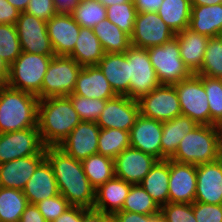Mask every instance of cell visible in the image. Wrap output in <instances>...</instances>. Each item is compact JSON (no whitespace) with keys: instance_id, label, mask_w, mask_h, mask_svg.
<instances>
[{"instance_id":"816d5d0a","label":"cell","mask_w":222,"mask_h":222,"mask_svg":"<svg viewBox=\"0 0 222 222\" xmlns=\"http://www.w3.org/2000/svg\"><path fill=\"white\" fill-rule=\"evenodd\" d=\"M18 222H47L35 204H28Z\"/></svg>"},{"instance_id":"f35d334b","label":"cell","mask_w":222,"mask_h":222,"mask_svg":"<svg viewBox=\"0 0 222 222\" xmlns=\"http://www.w3.org/2000/svg\"><path fill=\"white\" fill-rule=\"evenodd\" d=\"M107 19L131 36L137 14L134 1L106 7Z\"/></svg>"},{"instance_id":"603a6c76","label":"cell","mask_w":222,"mask_h":222,"mask_svg":"<svg viewBox=\"0 0 222 222\" xmlns=\"http://www.w3.org/2000/svg\"><path fill=\"white\" fill-rule=\"evenodd\" d=\"M23 193L30 204L59 195L51 164L45 159L27 181Z\"/></svg>"},{"instance_id":"ac0fdd59","label":"cell","mask_w":222,"mask_h":222,"mask_svg":"<svg viewBox=\"0 0 222 222\" xmlns=\"http://www.w3.org/2000/svg\"><path fill=\"white\" fill-rule=\"evenodd\" d=\"M46 26L55 55L68 56L75 47L80 25L71 14L57 13L46 21Z\"/></svg>"},{"instance_id":"7402d4cb","label":"cell","mask_w":222,"mask_h":222,"mask_svg":"<svg viewBox=\"0 0 222 222\" xmlns=\"http://www.w3.org/2000/svg\"><path fill=\"white\" fill-rule=\"evenodd\" d=\"M72 94L103 100L116 96L109 81L97 65L82 67Z\"/></svg>"},{"instance_id":"6125c7cd","label":"cell","mask_w":222,"mask_h":222,"mask_svg":"<svg viewBox=\"0 0 222 222\" xmlns=\"http://www.w3.org/2000/svg\"><path fill=\"white\" fill-rule=\"evenodd\" d=\"M220 39H221V41H222V33L218 36Z\"/></svg>"},{"instance_id":"4316f807","label":"cell","mask_w":222,"mask_h":222,"mask_svg":"<svg viewBox=\"0 0 222 222\" xmlns=\"http://www.w3.org/2000/svg\"><path fill=\"white\" fill-rule=\"evenodd\" d=\"M189 29L209 38L222 33V3L192 6Z\"/></svg>"},{"instance_id":"e575fe53","label":"cell","mask_w":222,"mask_h":222,"mask_svg":"<svg viewBox=\"0 0 222 222\" xmlns=\"http://www.w3.org/2000/svg\"><path fill=\"white\" fill-rule=\"evenodd\" d=\"M130 147L128 131L100 128L97 154L115 159L123 150Z\"/></svg>"},{"instance_id":"74e56055","label":"cell","mask_w":222,"mask_h":222,"mask_svg":"<svg viewBox=\"0 0 222 222\" xmlns=\"http://www.w3.org/2000/svg\"><path fill=\"white\" fill-rule=\"evenodd\" d=\"M197 75L222 79V41L219 37L209 38L203 64Z\"/></svg>"},{"instance_id":"4dcf8cb0","label":"cell","mask_w":222,"mask_h":222,"mask_svg":"<svg viewBox=\"0 0 222 222\" xmlns=\"http://www.w3.org/2000/svg\"><path fill=\"white\" fill-rule=\"evenodd\" d=\"M105 53H125L131 47L130 36L107 18L93 27Z\"/></svg>"},{"instance_id":"9c48e42d","label":"cell","mask_w":222,"mask_h":222,"mask_svg":"<svg viewBox=\"0 0 222 222\" xmlns=\"http://www.w3.org/2000/svg\"><path fill=\"white\" fill-rule=\"evenodd\" d=\"M125 55L129 60V93L127 97L139 100L160 85L147 49L131 46Z\"/></svg>"},{"instance_id":"8d00e7d4","label":"cell","mask_w":222,"mask_h":222,"mask_svg":"<svg viewBox=\"0 0 222 222\" xmlns=\"http://www.w3.org/2000/svg\"><path fill=\"white\" fill-rule=\"evenodd\" d=\"M71 15L80 27L93 29L100 21L107 18V11L98 0H80Z\"/></svg>"},{"instance_id":"2e32d148","label":"cell","mask_w":222,"mask_h":222,"mask_svg":"<svg viewBox=\"0 0 222 222\" xmlns=\"http://www.w3.org/2000/svg\"><path fill=\"white\" fill-rule=\"evenodd\" d=\"M157 160L130 146L114 159L115 176L130 184H140Z\"/></svg>"},{"instance_id":"11a10c76","label":"cell","mask_w":222,"mask_h":222,"mask_svg":"<svg viewBox=\"0 0 222 222\" xmlns=\"http://www.w3.org/2000/svg\"><path fill=\"white\" fill-rule=\"evenodd\" d=\"M9 74V66L1 57V48H0V84H5Z\"/></svg>"},{"instance_id":"e0dca14e","label":"cell","mask_w":222,"mask_h":222,"mask_svg":"<svg viewBox=\"0 0 222 222\" xmlns=\"http://www.w3.org/2000/svg\"><path fill=\"white\" fill-rule=\"evenodd\" d=\"M196 185V165L170 159L168 202L192 204L195 201Z\"/></svg>"},{"instance_id":"7c38bea8","label":"cell","mask_w":222,"mask_h":222,"mask_svg":"<svg viewBox=\"0 0 222 222\" xmlns=\"http://www.w3.org/2000/svg\"><path fill=\"white\" fill-rule=\"evenodd\" d=\"M175 37L173 30L161 19L157 12L138 13L135 17L131 46L149 49L163 45Z\"/></svg>"},{"instance_id":"cb8c5ba5","label":"cell","mask_w":222,"mask_h":222,"mask_svg":"<svg viewBox=\"0 0 222 222\" xmlns=\"http://www.w3.org/2000/svg\"><path fill=\"white\" fill-rule=\"evenodd\" d=\"M132 184L114 176L95 190L93 209L113 215L121 211Z\"/></svg>"},{"instance_id":"8fae6325","label":"cell","mask_w":222,"mask_h":222,"mask_svg":"<svg viewBox=\"0 0 222 222\" xmlns=\"http://www.w3.org/2000/svg\"><path fill=\"white\" fill-rule=\"evenodd\" d=\"M32 155H45L38 127L0 134V164Z\"/></svg>"},{"instance_id":"ee69618b","label":"cell","mask_w":222,"mask_h":222,"mask_svg":"<svg viewBox=\"0 0 222 222\" xmlns=\"http://www.w3.org/2000/svg\"><path fill=\"white\" fill-rule=\"evenodd\" d=\"M47 222H52L70 207L67 199L61 194L44 199L35 204Z\"/></svg>"},{"instance_id":"6f0895ef","label":"cell","mask_w":222,"mask_h":222,"mask_svg":"<svg viewBox=\"0 0 222 222\" xmlns=\"http://www.w3.org/2000/svg\"><path fill=\"white\" fill-rule=\"evenodd\" d=\"M191 6H207L222 3V0H190Z\"/></svg>"},{"instance_id":"30bf717a","label":"cell","mask_w":222,"mask_h":222,"mask_svg":"<svg viewBox=\"0 0 222 222\" xmlns=\"http://www.w3.org/2000/svg\"><path fill=\"white\" fill-rule=\"evenodd\" d=\"M137 102L140 115L150 119L164 122L182 115L174 85L160 84Z\"/></svg>"},{"instance_id":"bcb514c9","label":"cell","mask_w":222,"mask_h":222,"mask_svg":"<svg viewBox=\"0 0 222 222\" xmlns=\"http://www.w3.org/2000/svg\"><path fill=\"white\" fill-rule=\"evenodd\" d=\"M25 12L45 21L57 14L53 0H29Z\"/></svg>"},{"instance_id":"680465c9","label":"cell","mask_w":222,"mask_h":222,"mask_svg":"<svg viewBox=\"0 0 222 222\" xmlns=\"http://www.w3.org/2000/svg\"><path fill=\"white\" fill-rule=\"evenodd\" d=\"M105 7L115 5V4H123L126 2H130L131 0H98Z\"/></svg>"},{"instance_id":"5b68a950","label":"cell","mask_w":222,"mask_h":222,"mask_svg":"<svg viewBox=\"0 0 222 222\" xmlns=\"http://www.w3.org/2000/svg\"><path fill=\"white\" fill-rule=\"evenodd\" d=\"M54 56L22 51L9 66V74L5 84L10 88L33 94L40 100L43 78Z\"/></svg>"},{"instance_id":"1f68e13d","label":"cell","mask_w":222,"mask_h":222,"mask_svg":"<svg viewBox=\"0 0 222 222\" xmlns=\"http://www.w3.org/2000/svg\"><path fill=\"white\" fill-rule=\"evenodd\" d=\"M191 7L190 0H163L157 13L176 34L189 27Z\"/></svg>"},{"instance_id":"4fadbf2b","label":"cell","mask_w":222,"mask_h":222,"mask_svg":"<svg viewBox=\"0 0 222 222\" xmlns=\"http://www.w3.org/2000/svg\"><path fill=\"white\" fill-rule=\"evenodd\" d=\"M15 26L23 52L55 55L45 20L21 12Z\"/></svg>"},{"instance_id":"8992f818","label":"cell","mask_w":222,"mask_h":222,"mask_svg":"<svg viewBox=\"0 0 222 222\" xmlns=\"http://www.w3.org/2000/svg\"><path fill=\"white\" fill-rule=\"evenodd\" d=\"M81 69L82 66L70 56L52 57L43 78L41 99L72 94Z\"/></svg>"},{"instance_id":"44dd1931","label":"cell","mask_w":222,"mask_h":222,"mask_svg":"<svg viewBox=\"0 0 222 222\" xmlns=\"http://www.w3.org/2000/svg\"><path fill=\"white\" fill-rule=\"evenodd\" d=\"M46 155H32L0 164V187L23 191L27 181Z\"/></svg>"},{"instance_id":"d4e9b609","label":"cell","mask_w":222,"mask_h":222,"mask_svg":"<svg viewBox=\"0 0 222 222\" xmlns=\"http://www.w3.org/2000/svg\"><path fill=\"white\" fill-rule=\"evenodd\" d=\"M97 66L116 95L129 93V60L125 53H105Z\"/></svg>"},{"instance_id":"ffe728a7","label":"cell","mask_w":222,"mask_h":222,"mask_svg":"<svg viewBox=\"0 0 222 222\" xmlns=\"http://www.w3.org/2000/svg\"><path fill=\"white\" fill-rule=\"evenodd\" d=\"M195 202L222 204V165L218 160L196 165Z\"/></svg>"},{"instance_id":"d6986e66","label":"cell","mask_w":222,"mask_h":222,"mask_svg":"<svg viewBox=\"0 0 222 222\" xmlns=\"http://www.w3.org/2000/svg\"><path fill=\"white\" fill-rule=\"evenodd\" d=\"M130 146L161 160L162 122L139 115L129 131Z\"/></svg>"},{"instance_id":"f5cc1de1","label":"cell","mask_w":222,"mask_h":222,"mask_svg":"<svg viewBox=\"0 0 222 222\" xmlns=\"http://www.w3.org/2000/svg\"><path fill=\"white\" fill-rule=\"evenodd\" d=\"M138 13L157 12L163 0H133Z\"/></svg>"},{"instance_id":"83f0119b","label":"cell","mask_w":222,"mask_h":222,"mask_svg":"<svg viewBox=\"0 0 222 222\" xmlns=\"http://www.w3.org/2000/svg\"><path fill=\"white\" fill-rule=\"evenodd\" d=\"M197 125L195 121L184 115L162 122L161 160L171 159L183 137Z\"/></svg>"},{"instance_id":"d6a6232c","label":"cell","mask_w":222,"mask_h":222,"mask_svg":"<svg viewBox=\"0 0 222 222\" xmlns=\"http://www.w3.org/2000/svg\"><path fill=\"white\" fill-rule=\"evenodd\" d=\"M82 165L95 190L115 176L114 159L110 157L94 154L84 159Z\"/></svg>"},{"instance_id":"f1b7e54d","label":"cell","mask_w":222,"mask_h":222,"mask_svg":"<svg viewBox=\"0 0 222 222\" xmlns=\"http://www.w3.org/2000/svg\"><path fill=\"white\" fill-rule=\"evenodd\" d=\"M170 159L157 160L140 185L161 207L168 203Z\"/></svg>"},{"instance_id":"9f6ffc18","label":"cell","mask_w":222,"mask_h":222,"mask_svg":"<svg viewBox=\"0 0 222 222\" xmlns=\"http://www.w3.org/2000/svg\"><path fill=\"white\" fill-rule=\"evenodd\" d=\"M13 7L17 8L20 12H25L28 7L29 0H7Z\"/></svg>"},{"instance_id":"6da1fadb","label":"cell","mask_w":222,"mask_h":222,"mask_svg":"<svg viewBox=\"0 0 222 222\" xmlns=\"http://www.w3.org/2000/svg\"><path fill=\"white\" fill-rule=\"evenodd\" d=\"M45 155L53 168L59 194L67 199L70 206L93 209L95 189L86 177L82 162L59 147H45Z\"/></svg>"},{"instance_id":"52a82bcc","label":"cell","mask_w":222,"mask_h":222,"mask_svg":"<svg viewBox=\"0 0 222 222\" xmlns=\"http://www.w3.org/2000/svg\"><path fill=\"white\" fill-rule=\"evenodd\" d=\"M147 52L160 84L173 85L192 75L180 57L176 37L163 45L147 49Z\"/></svg>"},{"instance_id":"277c9868","label":"cell","mask_w":222,"mask_h":222,"mask_svg":"<svg viewBox=\"0 0 222 222\" xmlns=\"http://www.w3.org/2000/svg\"><path fill=\"white\" fill-rule=\"evenodd\" d=\"M220 139L219 126L197 125L183 137L171 159L193 165L216 161Z\"/></svg>"},{"instance_id":"484cf974","label":"cell","mask_w":222,"mask_h":222,"mask_svg":"<svg viewBox=\"0 0 222 222\" xmlns=\"http://www.w3.org/2000/svg\"><path fill=\"white\" fill-rule=\"evenodd\" d=\"M180 57L192 74H197L203 64L209 37L200 35L189 28L175 34Z\"/></svg>"},{"instance_id":"9a60e30c","label":"cell","mask_w":222,"mask_h":222,"mask_svg":"<svg viewBox=\"0 0 222 222\" xmlns=\"http://www.w3.org/2000/svg\"><path fill=\"white\" fill-rule=\"evenodd\" d=\"M100 127L96 122L81 121L58 146L67 155L83 161L98 152Z\"/></svg>"},{"instance_id":"db71d44e","label":"cell","mask_w":222,"mask_h":222,"mask_svg":"<svg viewBox=\"0 0 222 222\" xmlns=\"http://www.w3.org/2000/svg\"><path fill=\"white\" fill-rule=\"evenodd\" d=\"M57 13L71 14L80 0H53Z\"/></svg>"},{"instance_id":"ba28073f","label":"cell","mask_w":222,"mask_h":222,"mask_svg":"<svg viewBox=\"0 0 222 222\" xmlns=\"http://www.w3.org/2000/svg\"><path fill=\"white\" fill-rule=\"evenodd\" d=\"M180 102L181 113L198 125H210V110L203 85V76L192 74L173 84Z\"/></svg>"},{"instance_id":"7a4b0ae2","label":"cell","mask_w":222,"mask_h":222,"mask_svg":"<svg viewBox=\"0 0 222 222\" xmlns=\"http://www.w3.org/2000/svg\"><path fill=\"white\" fill-rule=\"evenodd\" d=\"M81 121L68 96L39 100L37 127L45 147H58Z\"/></svg>"},{"instance_id":"836d02e7","label":"cell","mask_w":222,"mask_h":222,"mask_svg":"<svg viewBox=\"0 0 222 222\" xmlns=\"http://www.w3.org/2000/svg\"><path fill=\"white\" fill-rule=\"evenodd\" d=\"M28 204L23 191L0 187L1 222H18Z\"/></svg>"},{"instance_id":"f6af8a7d","label":"cell","mask_w":222,"mask_h":222,"mask_svg":"<svg viewBox=\"0 0 222 222\" xmlns=\"http://www.w3.org/2000/svg\"><path fill=\"white\" fill-rule=\"evenodd\" d=\"M193 213L197 222H222V204L193 202Z\"/></svg>"},{"instance_id":"60d3db41","label":"cell","mask_w":222,"mask_h":222,"mask_svg":"<svg viewBox=\"0 0 222 222\" xmlns=\"http://www.w3.org/2000/svg\"><path fill=\"white\" fill-rule=\"evenodd\" d=\"M1 57L10 66L22 52L15 25L0 23Z\"/></svg>"},{"instance_id":"d590c367","label":"cell","mask_w":222,"mask_h":222,"mask_svg":"<svg viewBox=\"0 0 222 222\" xmlns=\"http://www.w3.org/2000/svg\"><path fill=\"white\" fill-rule=\"evenodd\" d=\"M161 207L151 198L140 184H132L121 211L135 212L143 215H156Z\"/></svg>"},{"instance_id":"f907efd6","label":"cell","mask_w":222,"mask_h":222,"mask_svg":"<svg viewBox=\"0 0 222 222\" xmlns=\"http://www.w3.org/2000/svg\"><path fill=\"white\" fill-rule=\"evenodd\" d=\"M52 222H82V207L70 206Z\"/></svg>"},{"instance_id":"7dc6e473","label":"cell","mask_w":222,"mask_h":222,"mask_svg":"<svg viewBox=\"0 0 222 222\" xmlns=\"http://www.w3.org/2000/svg\"><path fill=\"white\" fill-rule=\"evenodd\" d=\"M114 222H165L161 213L156 215H143L135 212L118 211L112 215Z\"/></svg>"},{"instance_id":"681fc988","label":"cell","mask_w":222,"mask_h":222,"mask_svg":"<svg viewBox=\"0 0 222 222\" xmlns=\"http://www.w3.org/2000/svg\"><path fill=\"white\" fill-rule=\"evenodd\" d=\"M112 215L95 209L82 208V222H111Z\"/></svg>"},{"instance_id":"94428289","label":"cell","mask_w":222,"mask_h":222,"mask_svg":"<svg viewBox=\"0 0 222 222\" xmlns=\"http://www.w3.org/2000/svg\"><path fill=\"white\" fill-rule=\"evenodd\" d=\"M219 127H220L221 138H222V124Z\"/></svg>"},{"instance_id":"b9f144b4","label":"cell","mask_w":222,"mask_h":222,"mask_svg":"<svg viewBox=\"0 0 222 222\" xmlns=\"http://www.w3.org/2000/svg\"><path fill=\"white\" fill-rule=\"evenodd\" d=\"M68 97L71 99L73 108L79 115L80 119L87 122H97L107 101L103 99L87 98L75 94H70Z\"/></svg>"},{"instance_id":"3957f363","label":"cell","mask_w":222,"mask_h":222,"mask_svg":"<svg viewBox=\"0 0 222 222\" xmlns=\"http://www.w3.org/2000/svg\"><path fill=\"white\" fill-rule=\"evenodd\" d=\"M39 98L0 84V134L37 127Z\"/></svg>"},{"instance_id":"91938a15","label":"cell","mask_w":222,"mask_h":222,"mask_svg":"<svg viewBox=\"0 0 222 222\" xmlns=\"http://www.w3.org/2000/svg\"><path fill=\"white\" fill-rule=\"evenodd\" d=\"M220 164L222 165V138L220 139L219 142V148H218V159H217Z\"/></svg>"},{"instance_id":"7bdbcfd3","label":"cell","mask_w":222,"mask_h":222,"mask_svg":"<svg viewBox=\"0 0 222 222\" xmlns=\"http://www.w3.org/2000/svg\"><path fill=\"white\" fill-rule=\"evenodd\" d=\"M160 213L165 222H197L193 213V203H167L161 206Z\"/></svg>"},{"instance_id":"c3c4849f","label":"cell","mask_w":222,"mask_h":222,"mask_svg":"<svg viewBox=\"0 0 222 222\" xmlns=\"http://www.w3.org/2000/svg\"><path fill=\"white\" fill-rule=\"evenodd\" d=\"M20 13L7 0H0V23L15 25Z\"/></svg>"},{"instance_id":"ab89813d","label":"cell","mask_w":222,"mask_h":222,"mask_svg":"<svg viewBox=\"0 0 222 222\" xmlns=\"http://www.w3.org/2000/svg\"><path fill=\"white\" fill-rule=\"evenodd\" d=\"M203 85L210 110V125L222 124V79L203 76Z\"/></svg>"},{"instance_id":"5bb4252c","label":"cell","mask_w":222,"mask_h":222,"mask_svg":"<svg viewBox=\"0 0 222 222\" xmlns=\"http://www.w3.org/2000/svg\"><path fill=\"white\" fill-rule=\"evenodd\" d=\"M140 115L138 102L124 95H116L106 101L96 124L102 129L130 131Z\"/></svg>"},{"instance_id":"f546056e","label":"cell","mask_w":222,"mask_h":222,"mask_svg":"<svg viewBox=\"0 0 222 222\" xmlns=\"http://www.w3.org/2000/svg\"><path fill=\"white\" fill-rule=\"evenodd\" d=\"M104 54L105 52L93 29L81 27L75 47L68 56L83 67L97 65Z\"/></svg>"}]
</instances>
